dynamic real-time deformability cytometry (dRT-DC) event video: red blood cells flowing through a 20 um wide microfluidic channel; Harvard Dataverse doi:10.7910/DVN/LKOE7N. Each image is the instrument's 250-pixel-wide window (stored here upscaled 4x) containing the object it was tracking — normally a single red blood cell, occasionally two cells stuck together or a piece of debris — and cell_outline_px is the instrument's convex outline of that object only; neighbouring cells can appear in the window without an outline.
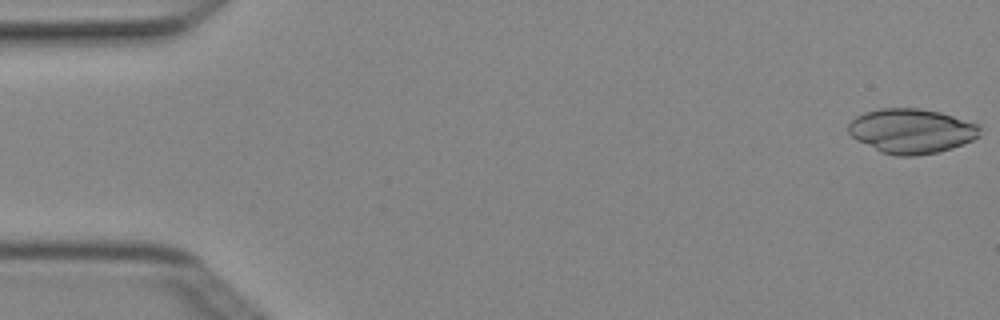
{"species": "Egyptian fruit bat (a non-hibernating species)", "species_latin": "Rousettus aegyptiacus", "temperature_condition": "cold", "stored_images_in_passage": 6, "camera_frame_rate_fps": 3000, "um_per_image_px": 0.085, "animal": {"sex": "female"}, "frame": {"image": 1, "passage_image": 1, "time_ms": 0.0, "image_size_px": [1000, 320], "cell_outline_px": [[980, 136], [964, 144], [952, 148], [936, 152], [916, 156], [896, 156], [880, 152], [856, 140], [848, 132], [848, 124], [856, 116], [864, 112], [880, 108], [920, 108], [940, 112], [980, 124]], "centroid_in_image_um": [77.47, 11.13], "position_along_channel_um": 7.5, "area_um2": 34.51}}